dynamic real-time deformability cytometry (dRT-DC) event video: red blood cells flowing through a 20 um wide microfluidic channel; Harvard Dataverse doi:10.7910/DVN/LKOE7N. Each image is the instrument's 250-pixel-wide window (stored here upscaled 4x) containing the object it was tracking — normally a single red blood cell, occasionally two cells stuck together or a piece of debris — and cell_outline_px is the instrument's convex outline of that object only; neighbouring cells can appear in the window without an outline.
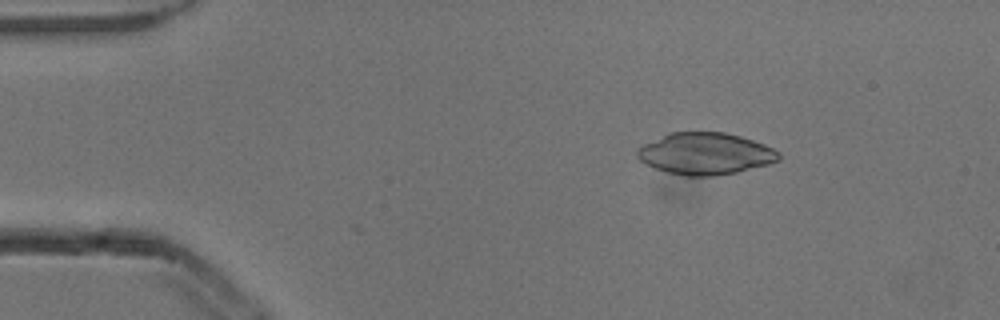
{"species": "common noctule bat (a hibernating species)", "species_latin": "Nyctalus noctula", "temperature_condition": "cold", "stored_images_in_passage": 5, "camera_frame_rate_fps": 3000, "um_per_image_px": 0.085, "animal": {"sex": "male", "body_mass_g": 13.3}, "frame": {"image": 1, "passage_image": 3, "time_ms": 0.667, "image_size_px": [1000, 320], "cell_outline_px": [[780, 160], [768, 164], [736, 172], [716, 176], [684, 176], [668, 172], [644, 164], [636, 156], [636, 148], [668, 132], [724, 132], [740, 136], [764, 144], [780, 152]], "centroid_in_image_um": [59.93, 13.06], "position_along_channel_um": 25.1, "area_um2": 34.56}}